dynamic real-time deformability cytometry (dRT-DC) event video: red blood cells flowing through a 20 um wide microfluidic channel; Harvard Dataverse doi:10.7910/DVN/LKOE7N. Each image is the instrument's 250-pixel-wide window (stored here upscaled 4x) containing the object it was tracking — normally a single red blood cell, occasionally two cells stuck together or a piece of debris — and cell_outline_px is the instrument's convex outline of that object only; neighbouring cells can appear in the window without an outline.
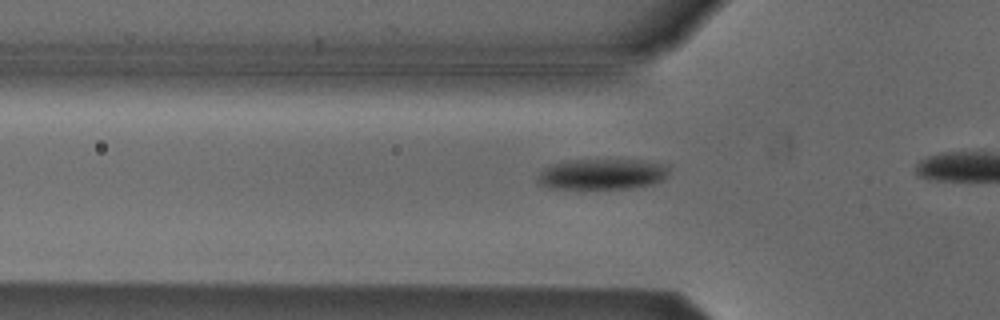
{"species": "Egyptian fruit bat (a non-hibernating species)", "species_latin": "Rousettus aegyptiacus", "temperature_condition": "cold", "stored_images_in_passage": 8, "camera_frame_rate_fps": 3000, "um_per_image_px": 0.085, "animal": {"sex": "male"}, "frame": {"image": 1, "passage_image": 2, "time_ms": 0.333, "image_size_px": [1000, 320], "cell_outline_px": [[668, 176], [664, 180], [652, 184], [632, 188], [548, 188], [540, 184], [536, 180], [536, 176], [548, 164], [560, 160], [640, 160], [668, 164]], "centroid_in_image_um": [51.16, 14.79], "position_along_channel_um": 74.6, "area_um2": 23.87}}
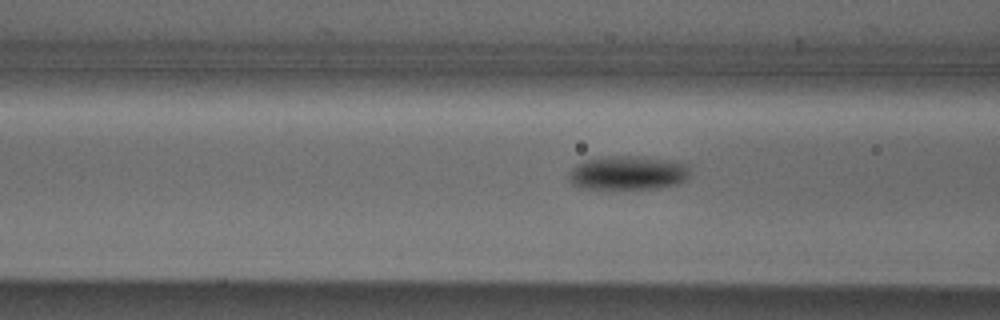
{"frame": {"image": 2, "passage_image": 5, "time_ms": 1.333, "image_size_px": [1000, 320], "cell_outline_px": [[688, 176], [684, 180], [676, 184], [656, 188], [580, 188], [572, 184], [568, 176], [572, 168], [576, 164], [584, 160], [612, 156], [636, 156], [664, 160], [688, 164]], "centroid_in_image_um": [53.32, 14.69], "position_along_channel_um": 113.3, "area_um2": 23.52}}